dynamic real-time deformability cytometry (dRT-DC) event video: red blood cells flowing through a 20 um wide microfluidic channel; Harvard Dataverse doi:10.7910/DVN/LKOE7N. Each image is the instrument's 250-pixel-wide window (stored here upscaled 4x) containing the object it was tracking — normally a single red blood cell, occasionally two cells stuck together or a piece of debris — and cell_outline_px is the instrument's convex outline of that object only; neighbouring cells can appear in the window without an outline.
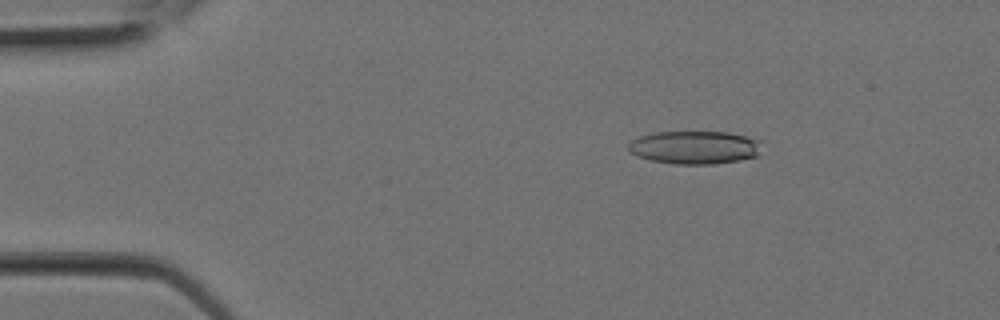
{"species": "Egyptian fruit bat (a non-hibernating species)", "species_latin": "Rousettus aegyptiacus", "temperature_condition": "room temperature", "stored_images_in_passage": 2, "camera_frame_rate_fps": 3000, "um_per_image_px": 0.085, "animal": {"sex": "female"}, "frame": {"image": 1, "passage_image": 2, "time_ms": 0.333, "image_size_px": [1000, 320], "cell_outline_px": [[760, 140], [756, 156], [740, 160], [712, 164], [676, 164], [652, 160], [636, 156], [628, 152], [628, 144], [632, 140], [640, 136], [656, 132], [728, 132]], "centroid_in_image_um": [58.99, 12.53], "position_along_channel_um": 26.0, "area_um2": 25.55}}